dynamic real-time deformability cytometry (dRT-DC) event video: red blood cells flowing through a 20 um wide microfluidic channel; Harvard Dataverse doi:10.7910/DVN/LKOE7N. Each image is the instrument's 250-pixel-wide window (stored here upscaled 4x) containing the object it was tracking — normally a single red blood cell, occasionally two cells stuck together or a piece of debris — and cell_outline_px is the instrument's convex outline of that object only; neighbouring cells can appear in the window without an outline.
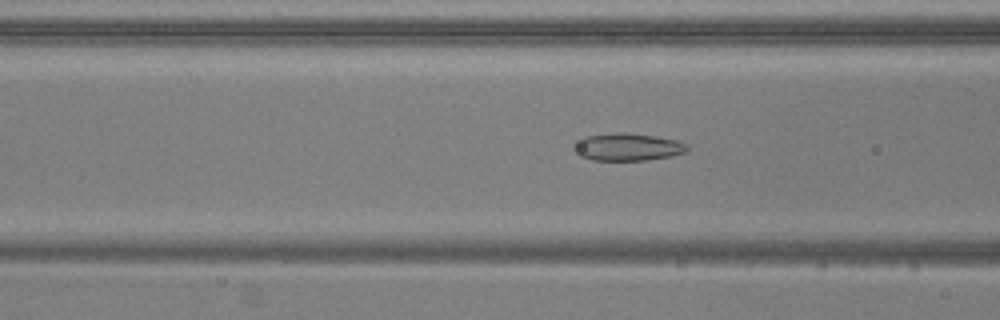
{"species": "common noctule bat (a hibernating species)", "species_latin": "Nyctalus noctula", "temperature_condition": "warm", "stored_images_in_passage": 54, "camera_frame_rate_fps": 3000, "um_per_image_px": 0.085, "animal": {"sex": "male", "body_mass_g": 20.5, "forearm_length_mm": 52.5}, "frame": {"image": 1, "passage_image": 21, "time_ms": 6.667, "image_size_px": [1000, 320], "cell_outline_px": [[688, 152], [672, 156], [648, 160], [592, 160], [580, 156], [580, 140], [584, 136], [616, 132], [624, 132], [656, 136], [676, 140], [688, 144]], "centroid_in_image_um": [53.49, 12.49], "position_along_channel_um": 113.1, "area_um2": 17.8}}
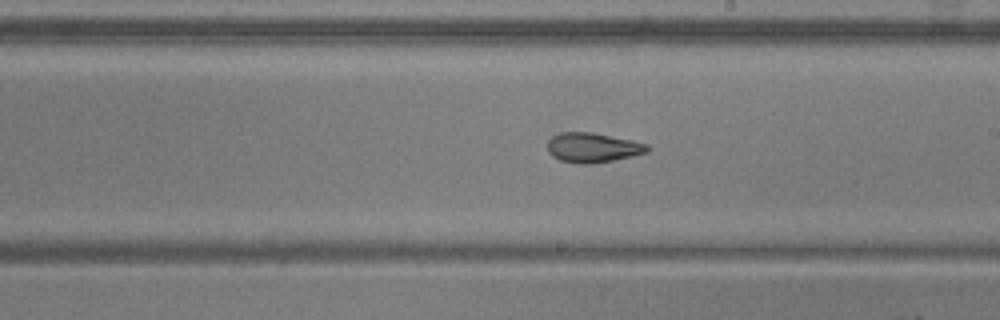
{"frame": {"image": 2, "passage_image": 31, "time_ms": 10.0, "image_size_px": [1000, 320], "cell_outline_px": [[652, 148], [648, 152], [632, 156], [592, 164], [580, 164], [560, 160], [552, 156], [548, 152], [548, 140], [552, 136], [560, 132], [592, 132], [632, 140], [648, 144]], "centroid_in_image_um": [50.39, 12.54], "position_along_channel_um": 238.6, "area_um2": 17.4}}
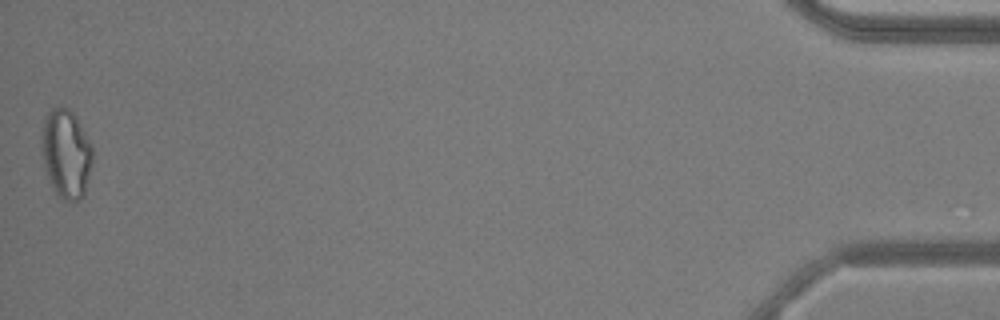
{"frame": {"image": 3, "passage_image": 54, "time_ms": 17.667, "image_size_px": [1000, 320], "cell_outline_px": [[92, 160], [84, 196], [80, 200], [64, 200], [56, 196], [52, 188], [44, 168], [40, 140], [40, 136], [44, 116], [52, 108], [68, 108], [76, 116], [92, 144]], "centroid_in_image_um": [5.59, 13.06], "position_along_channel_um": 429.6, "area_um2": 26.76}, "authors_computed_cell_mechanics": {"area_um2": 20.1722, "velocity_mm_per_s": 3.7499, "shape_relaxation_time_tau1_ms": null, "shape_relaxation_time_tau2_ms": 2.8289, "deformation_change_tau1": null, "deformation_change_tau2": 0.0961}}